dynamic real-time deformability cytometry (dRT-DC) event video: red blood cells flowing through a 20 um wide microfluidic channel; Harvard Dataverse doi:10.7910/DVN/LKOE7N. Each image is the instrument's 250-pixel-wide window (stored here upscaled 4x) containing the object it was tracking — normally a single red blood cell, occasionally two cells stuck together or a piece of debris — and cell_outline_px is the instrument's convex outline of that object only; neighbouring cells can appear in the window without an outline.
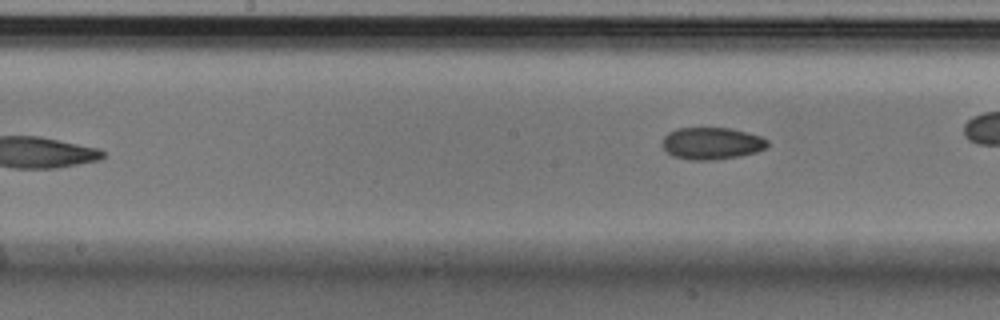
{"species": "Egyptian fruit bat (a non-hibernating species)", "species_latin": "Rousettus aegyptiacus", "temperature_condition": "cold", "stored_images_in_passage": 7, "camera_frame_rate_fps": 3000, "um_per_image_px": 0.085, "animal": {"sex": "male"}, "frame": {"image": 1, "passage_image": 7, "time_ms": 2.0, "image_size_px": [1000, 320], "cell_outline_px": [[768, 148], [756, 152], [740, 156], [716, 160], [692, 160], [672, 156], [664, 148], [664, 136], [668, 132], [676, 128], [732, 128], [748, 132], [760, 136], [768, 140]], "centroid_in_image_um": [60.54, 12.18], "position_along_channel_um": 187.7, "area_um2": 19.77}}